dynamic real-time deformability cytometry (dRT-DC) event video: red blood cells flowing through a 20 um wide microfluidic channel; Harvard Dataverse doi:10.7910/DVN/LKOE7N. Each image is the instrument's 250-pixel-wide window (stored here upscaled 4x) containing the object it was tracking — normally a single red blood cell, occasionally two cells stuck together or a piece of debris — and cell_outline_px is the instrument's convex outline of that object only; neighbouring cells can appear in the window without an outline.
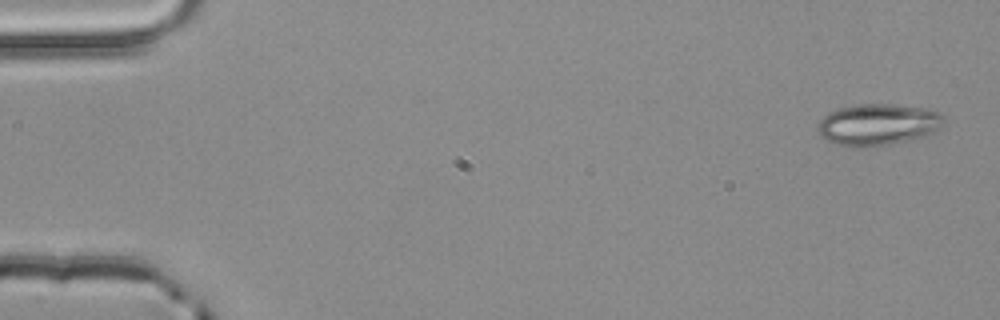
{"species": "common noctule bat (a hibernating species)", "species_latin": "Nyctalus noctula", "temperature_condition": "room temperature", "stored_images_in_passage": 4, "camera_frame_rate_fps": 3000, "um_per_image_px": 0.085, "animal": {"sex": "male", "body_mass_g": 20.4}, "frame": {"image": 1, "passage_image": 1, "time_ms": 0.0, "image_size_px": [1000, 320], "cell_outline_px": [[944, 124], [940, 128], [924, 136], [888, 144], [868, 148], [852, 148], [832, 144], [820, 136], [816, 128], [816, 124], [828, 112], [840, 108], [856, 104], [892, 104], [920, 108], [936, 112], [944, 116]], "centroid_in_image_um": [74.53, 10.61], "position_along_channel_um": 10.5, "area_um2": 30.75}}